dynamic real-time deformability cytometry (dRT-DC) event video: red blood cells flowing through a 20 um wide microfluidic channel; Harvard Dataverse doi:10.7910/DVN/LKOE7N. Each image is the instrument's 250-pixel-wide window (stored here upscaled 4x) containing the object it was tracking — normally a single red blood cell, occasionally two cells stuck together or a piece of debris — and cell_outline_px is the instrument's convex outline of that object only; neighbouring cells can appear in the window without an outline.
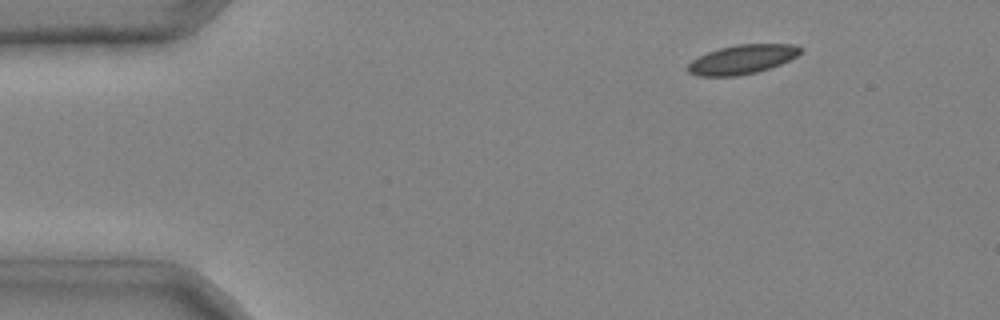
{"species": "common noctule bat (a hibernating species)", "species_latin": "Nyctalus noctula", "temperature_condition": "cold", "stored_images_in_passage": 2, "camera_frame_rate_fps": 3000, "um_per_image_px": 0.085, "animal": {"sex": "male", "body_mass_g": 20.4}, "frame": {"image": 1, "passage_image": 1, "time_ms": 0.0, "image_size_px": [1000, 320], "cell_outline_px": [[804, 48], [796, 56], [780, 64], [756, 72], [736, 76], [700, 76], [688, 72], [684, 68], [692, 60], [708, 52], [720, 48], [736, 44], [796, 44]], "centroid_in_image_um": [63.07, 5.04], "position_along_channel_um": 21.9, "area_um2": 19.07}}